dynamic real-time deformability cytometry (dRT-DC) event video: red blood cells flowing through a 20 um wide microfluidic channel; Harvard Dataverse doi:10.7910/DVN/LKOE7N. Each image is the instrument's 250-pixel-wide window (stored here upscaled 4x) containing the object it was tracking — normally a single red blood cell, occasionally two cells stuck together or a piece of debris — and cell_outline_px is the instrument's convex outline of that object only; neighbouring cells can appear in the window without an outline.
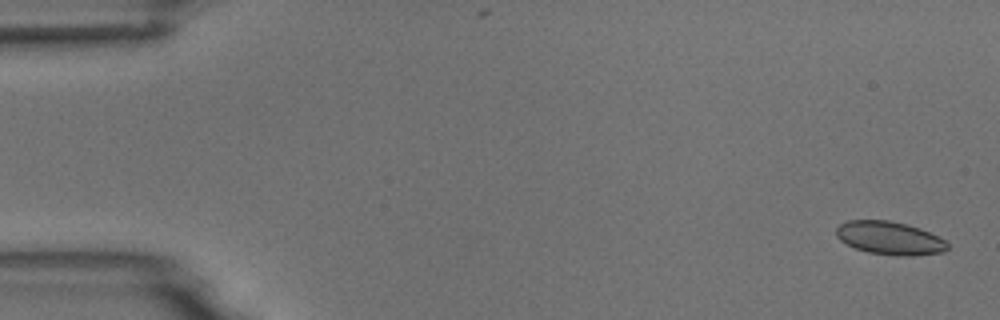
{"species": "common noctule bat (a hibernating species)", "species_latin": "Nyctalus noctula", "temperature_condition": "room temperature", "stored_images_in_passage": 5, "camera_frame_rate_fps": 3000, "um_per_image_px": 0.085, "animal": {"sex": "male", "body_mass_g": 18.8}, "frame": {"image": 1, "passage_image": 1, "time_ms": 0.0, "image_size_px": [1000, 320], "cell_outline_px": [[948, 248], [944, 252], [912, 256], [896, 256], [868, 252], [856, 248], [840, 240], [836, 236], [836, 228], [840, 224], [848, 220], [888, 220], [908, 224], [920, 228], [944, 240], [948, 244]], "centroid_in_image_um": [75.62, 20.24], "position_along_channel_um": 9.4, "area_um2": 21.5}}
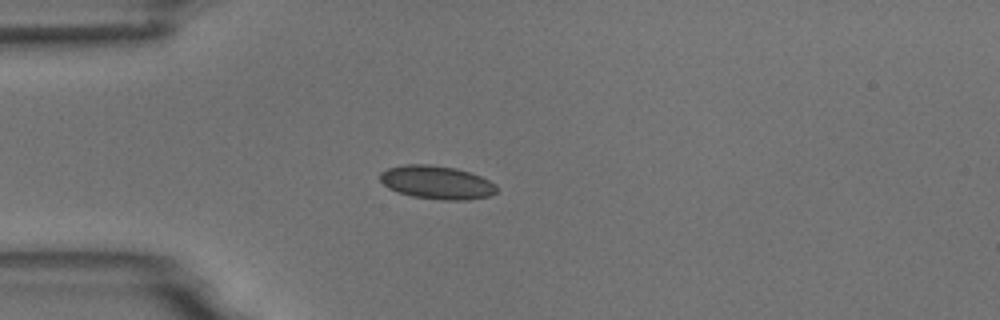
{"frame": {"image": 2, "passage_image": 5, "time_ms": 4.333, "image_size_px": [1000, 320], "cell_outline_px": [[496, 192], [488, 196], [468, 200], [440, 200], [412, 196], [396, 192], [388, 188], [380, 180], [380, 172], [388, 168], [404, 164], [428, 164], [456, 168], [480, 176], [496, 184]], "centroid_in_image_um": [37.1, 15.5], "position_along_channel_um": 47.9, "area_um2": 22.72}}